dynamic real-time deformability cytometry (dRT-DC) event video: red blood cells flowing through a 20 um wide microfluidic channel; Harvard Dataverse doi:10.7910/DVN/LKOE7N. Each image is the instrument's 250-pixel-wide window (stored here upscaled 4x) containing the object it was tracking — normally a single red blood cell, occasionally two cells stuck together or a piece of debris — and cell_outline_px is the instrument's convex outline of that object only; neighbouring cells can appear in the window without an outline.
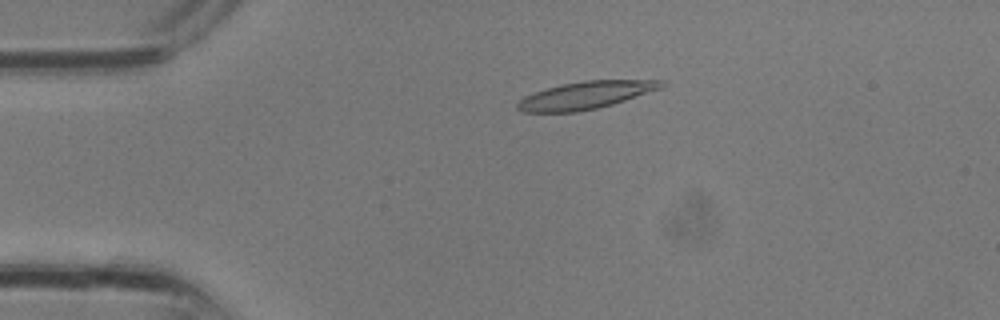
{"species": "common noctule bat (a hibernating species)", "species_latin": "Nyctalus noctula", "temperature_condition": "room temperature", "stored_images_in_passage": 4, "camera_frame_rate_fps": 3000, "um_per_image_px": 0.085, "animal": {"sex": "male", "body_mass_g": 13.3}, "frame": {"image": 1, "passage_image": 3, "time_ms": 0.667, "image_size_px": [1000, 320], "cell_outline_px": [[664, 84], [660, 88], [612, 104], [596, 108], [576, 112], [524, 112], [516, 108], [516, 104], [524, 96], [548, 88], [564, 84], [584, 80], [664, 80]], "centroid_in_image_um": [49.75, 8.09], "position_along_channel_um": 35.3, "area_um2": 22.6}}
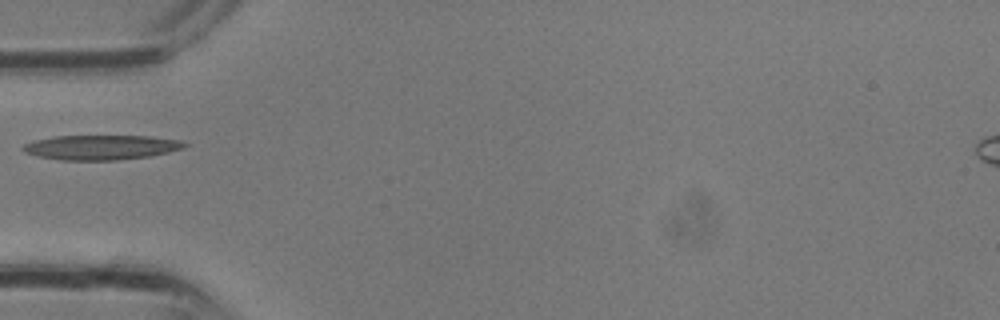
{"frame": {"image": 2, "passage_image": 4, "time_ms": 1.0, "image_size_px": [1000, 320], "cell_outline_px": [[188, 144], [184, 148], [168, 152], [148, 156], [116, 160], [60, 160], [36, 156], [24, 152], [20, 148], [24, 144], [32, 140], [52, 136], [152, 136], [180, 140]], "centroid_in_image_um": [8.54, 12.52], "position_along_channel_um": 76.5, "area_um2": 23.41}}